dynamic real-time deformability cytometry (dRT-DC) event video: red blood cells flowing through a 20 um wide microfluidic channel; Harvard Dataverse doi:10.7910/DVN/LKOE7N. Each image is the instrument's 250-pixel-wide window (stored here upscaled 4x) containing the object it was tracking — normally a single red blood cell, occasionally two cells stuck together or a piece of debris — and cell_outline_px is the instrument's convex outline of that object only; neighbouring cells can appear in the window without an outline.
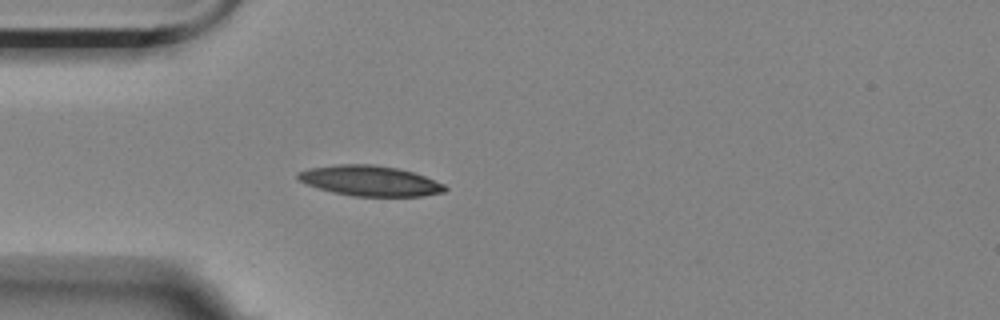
{"species": "Egyptian fruit bat (a non-hibernating species)", "species_latin": "Rousettus aegyptiacus", "temperature_condition": "room temperature", "stored_images_in_passage": 4, "camera_frame_rate_fps": 3000, "um_per_image_px": 0.085, "animal": {"sex": "female"}, "frame": {"image": 1, "passage_image": 4, "time_ms": 1.0, "image_size_px": [1000, 320], "cell_outline_px": [[448, 188], [444, 192], [424, 196], [352, 196], [332, 192], [308, 184], [300, 180], [296, 176], [296, 172], [308, 168], [336, 164], [372, 164], [396, 168], [412, 172], [424, 176], [444, 184]], "centroid_in_image_um": [31.44, 15.36], "position_along_channel_um": 53.6, "area_um2": 25.89}}